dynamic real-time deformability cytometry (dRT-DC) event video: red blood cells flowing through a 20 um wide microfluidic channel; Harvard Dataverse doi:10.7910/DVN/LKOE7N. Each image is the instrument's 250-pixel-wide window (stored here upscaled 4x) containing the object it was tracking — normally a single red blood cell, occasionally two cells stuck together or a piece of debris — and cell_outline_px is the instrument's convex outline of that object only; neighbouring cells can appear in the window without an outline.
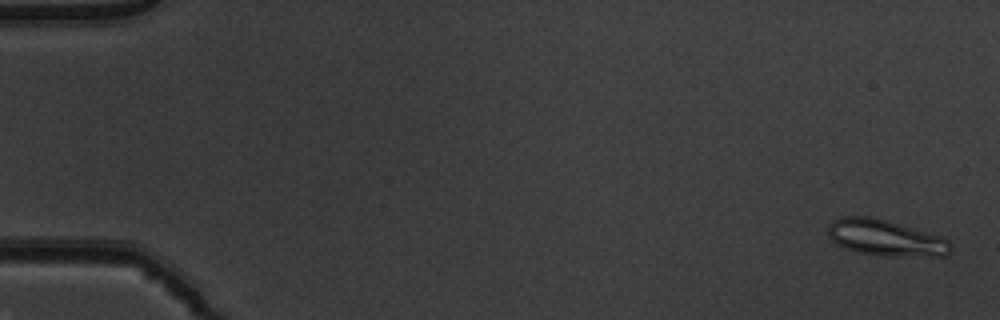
{"species": "common noctule bat (a hibernating species)", "species_latin": "Nyctalus noctula", "temperature_condition": "warm", "stored_images_in_passage": 40, "camera_frame_rate_fps": 3000, "um_per_image_px": 0.085, "animal": {"sex": "male", "body_mass_g": 19.5, "forearm_length_mm": 54.6}, "frame": {"image": 1, "passage_image": 2, "time_ms": 0.333, "image_size_px": [1000, 320], "cell_outline_px": [[952, 248], [948, 256], [880, 256], [860, 252], [836, 244], [828, 236], [828, 224], [832, 220], [840, 216], [872, 216], [888, 220], [944, 236], [952, 244]], "centroid_in_image_um": [75.31, 20.2], "position_along_channel_um": 9.7, "area_um2": 26.36}}
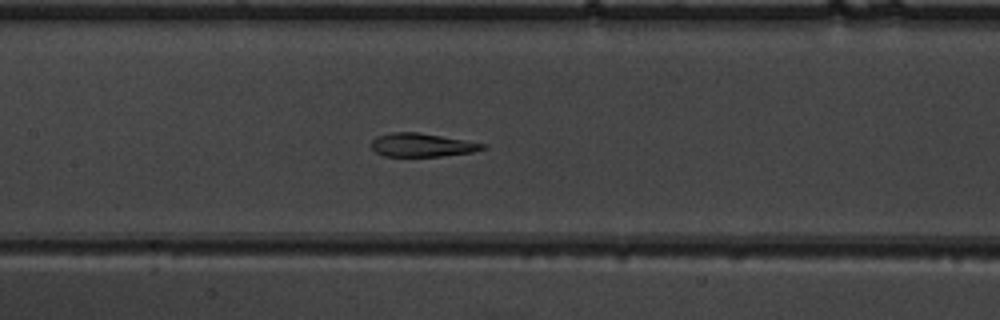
{"frame": {"image": 2, "passage_image": 26, "time_ms": 8.333, "image_size_px": [1000, 320], "cell_outline_px": [[488, 148], [472, 152], [440, 156], [384, 156], [376, 152], [372, 148], [372, 140], [376, 136], [392, 132], [416, 132], [464, 140], [484, 144]], "centroid_in_image_um": [35.84, 12.33], "position_along_channel_um": 171.6, "area_um2": 15.03}}
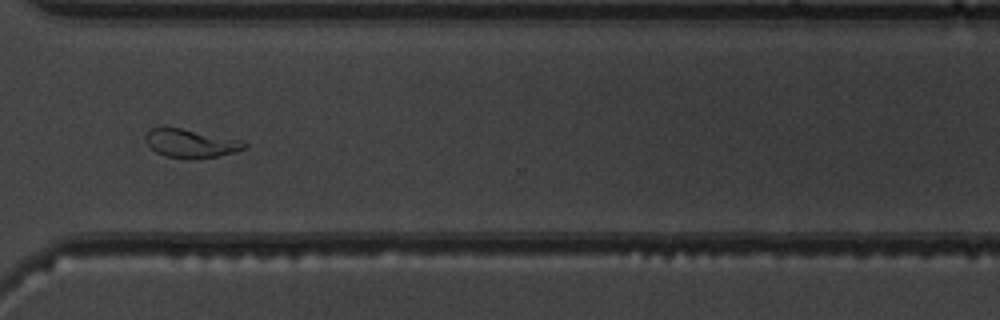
{"frame": {"image": 3, "passage_image": 40, "time_ms": 13.0, "image_size_px": [1000, 320], "cell_outline_px": [[248, 148], [216, 156], [188, 160], [164, 156], [156, 152], [144, 140], [144, 136], [152, 128], [180, 128], [244, 140], [248, 144]], "centroid_in_image_um": [16.24, 12.2], "position_along_channel_um": 354.4, "area_um2": 16.47}}